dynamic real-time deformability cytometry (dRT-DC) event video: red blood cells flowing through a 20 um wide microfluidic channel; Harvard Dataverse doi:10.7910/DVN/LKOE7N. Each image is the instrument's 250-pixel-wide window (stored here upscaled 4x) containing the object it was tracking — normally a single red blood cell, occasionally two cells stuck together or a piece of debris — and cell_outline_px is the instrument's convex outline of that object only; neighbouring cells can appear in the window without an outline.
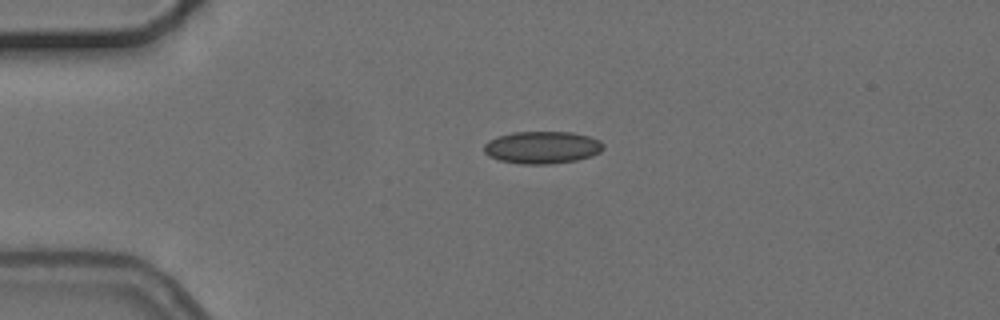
{"species": "common noctule bat (a hibernating species)", "species_latin": "Nyctalus noctula", "temperature_condition": "cold", "stored_images_in_passage": 4, "camera_frame_rate_fps": 3000, "um_per_image_px": 0.085, "animal": {"sex": "female", "body_mass_g": 24.6, "forearm_length_mm": 56.2}, "frame": {"image": 1, "passage_image": 1, "time_ms": 0.0, "image_size_px": [1000, 320], "cell_outline_px": [[604, 148], [600, 152], [592, 156], [576, 160], [552, 164], [520, 164], [500, 160], [488, 156], [484, 152], [484, 144], [488, 140], [496, 136], [512, 132], [572, 132], [588, 136], [600, 140], [604, 144]], "centroid_in_image_um": [46.08, 12.53], "position_along_channel_um": 38.9, "area_um2": 22.72}}
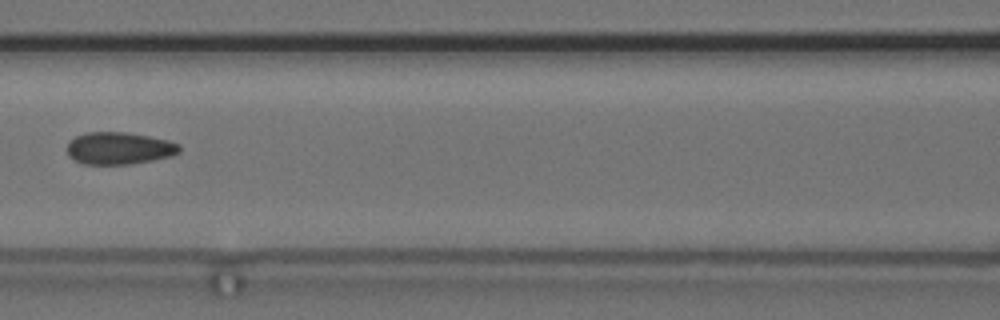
{"frame": {"image": 2, "passage_image": 4, "time_ms": 4.0, "image_size_px": [1000, 320], "cell_outline_px": [[180, 152], [172, 156], [152, 160], [128, 164], [84, 164], [68, 156], [68, 144], [76, 136], [84, 132], [124, 132], [148, 136], [168, 140], [180, 144]], "centroid_in_image_um": [10.14, 12.6], "position_along_channel_um": 156.5, "area_um2": 20.98}}